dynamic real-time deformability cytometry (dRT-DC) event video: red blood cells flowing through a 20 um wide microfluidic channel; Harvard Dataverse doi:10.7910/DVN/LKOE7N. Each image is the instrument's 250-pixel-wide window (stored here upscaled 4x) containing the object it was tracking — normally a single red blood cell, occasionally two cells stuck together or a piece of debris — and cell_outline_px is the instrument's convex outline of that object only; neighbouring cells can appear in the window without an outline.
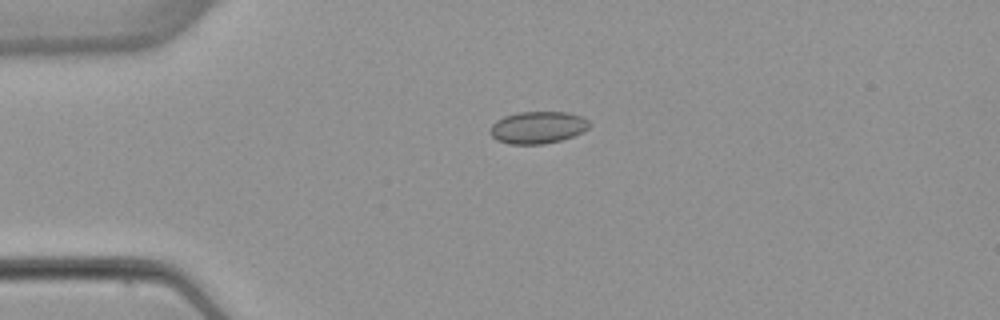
{"species": "common noctule bat (a hibernating species)", "species_latin": "Nyctalus noctula", "temperature_condition": "warm", "stored_images_in_passage": 6, "camera_frame_rate_fps": 3000, "um_per_image_px": 0.085, "animal": {"sex": "female", "body_mass_g": 22.7, "forearm_length_mm": 54.2}, "frame": {"image": 1, "passage_image": 4, "time_ms": 3.667, "image_size_px": [1000, 320], "cell_outline_px": [[592, 124], [584, 132], [560, 140], [544, 144], [508, 144], [496, 140], [488, 132], [492, 124], [496, 120], [504, 116], [516, 112], [568, 112], [584, 116]], "centroid_in_image_um": [45.71, 10.83], "position_along_channel_um": 39.3, "area_um2": 18.9}}
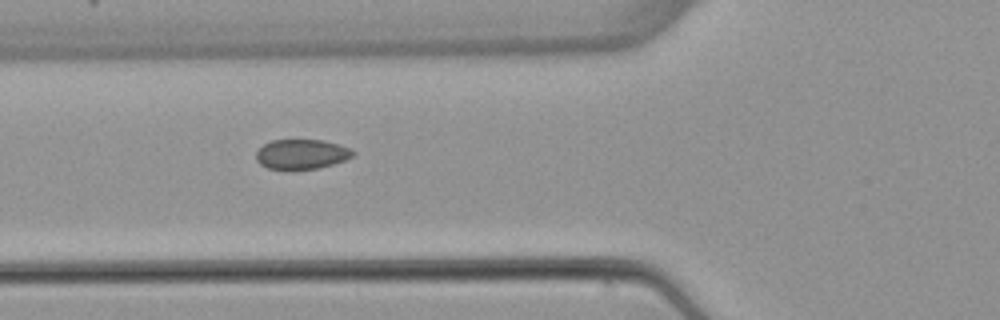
{"frame": {"image": 2, "passage_image": 6, "time_ms": 6.0, "image_size_px": [1000, 320], "cell_outline_px": [[356, 152], [352, 156], [344, 160], [320, 168], [268, 168], [260, 164], [256, 160], [256, 152], [264, 144], [272, 140], [324, 140], [340, 144], [352, 148]], "centroid_in_image_um": [25.67, 13.08], "position_along_channel_um": 100.1, "area_um2": 16.65}}